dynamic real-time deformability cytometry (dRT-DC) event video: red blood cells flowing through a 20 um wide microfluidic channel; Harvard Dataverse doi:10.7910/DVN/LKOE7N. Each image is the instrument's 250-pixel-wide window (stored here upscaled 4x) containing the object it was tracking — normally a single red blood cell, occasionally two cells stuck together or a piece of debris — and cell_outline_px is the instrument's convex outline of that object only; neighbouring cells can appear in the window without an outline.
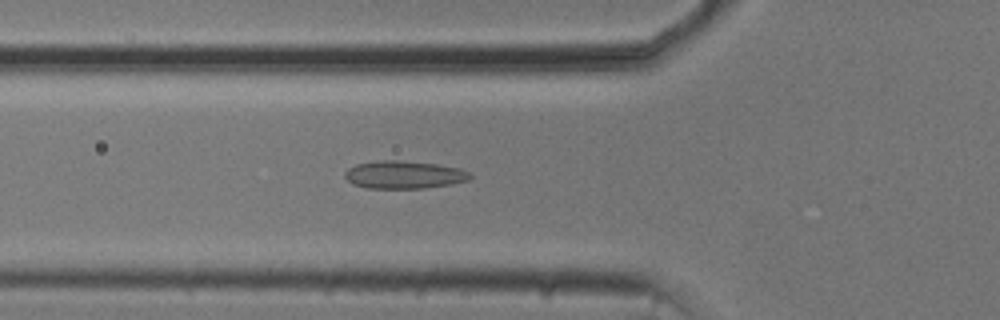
{"species": "common noctule bat (a hibernating species)", "species_latin": "Nyctalus noctula", "temperature_condition": "cold", "stored_images_in_passage": 53, "camera_frame_rate_fps": 3000, "um_per_image_px": 0.085, "animal": {"sex": "male", "body_mass_g": 20.5, "forearm_length_mm": 52.5}, "frame": {"image": 1, "passage_image": 18, "time_ms": 5.667, "image_size_px": [1000, 320], "cell_outline_px": [[472, 176], [468, 180], [452, 184], [424, 188], [368, 188], [352, 184], [344, 176], [344, 172], [348, 168], [356, 164], [380, 160], [396, 160], [436, 164], [460, 168], [468, 172]], "centroid_in_image_um": [34.32, 14.85], "position_along_channel_um": 91.5, "area_um2": 20.23}}
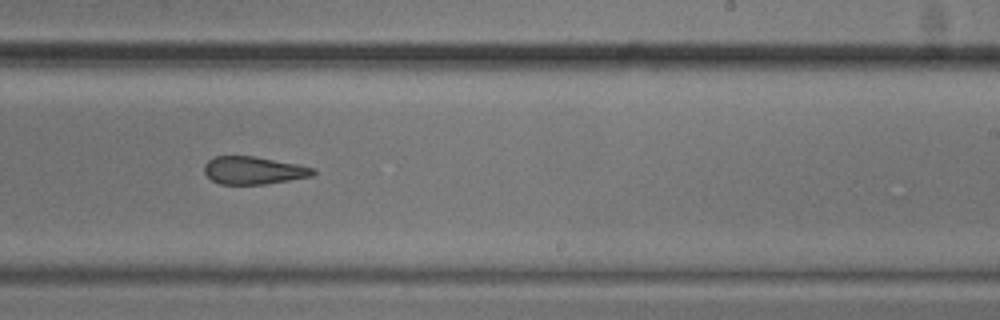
{"frame": {"image": 2, "passage_image": 32, "time_ms": 10.333, "image_size_px": [1000, 320], "cell_outline_px": [[316, 172], [312, 176], [264, 184], [220, 184], [212, 180], [204, 172], [204, 164], [208, 160], [216, 156], [252, 156], [296, 164], [316, 168]], "centroid_in_image_um": [21.54, 14.48], "position_along_channel_um": 267.5, "area_um2": 17.4}}
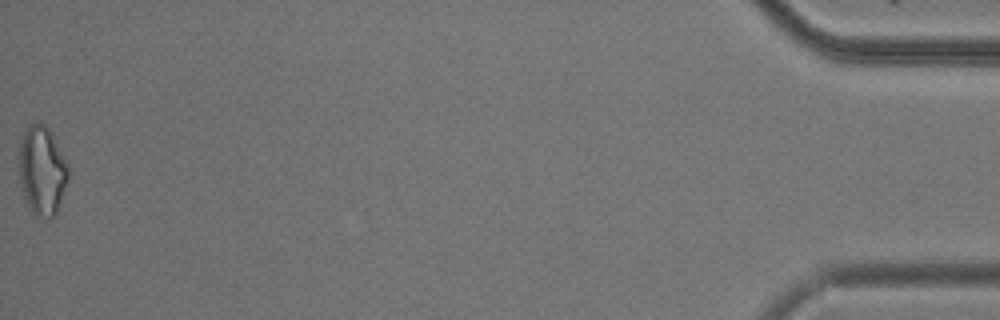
{"frame": {"image": 3, "passage_image": 53, "time_ms": 17.333, "image_size_px": [1000, 320], "cell_outline_px": [[68, 180], [60, 204], [56, 212], [48, 220], [36, 216], [32, 212], [24, 196], [20, 184], [20, 140], [24, 128], [36, 120], [40, 120], [48, 128], [68, 164]], "centroid_in_image_um": [3.57, 14.48], "position_along_channel_um": 431.6, "area_um2": 25.61}, "authors_computed_cell_mechanics": {"area_um2": 20.23, "velocity_mm_per_s": 3.7597, "shape_relaxation_time_tau1_ms": null, "shape_relaxation_time_tau2_ms": 3.2353, "deformation_change_tau1": null, "deformation_change_tau2": 0.1165}}